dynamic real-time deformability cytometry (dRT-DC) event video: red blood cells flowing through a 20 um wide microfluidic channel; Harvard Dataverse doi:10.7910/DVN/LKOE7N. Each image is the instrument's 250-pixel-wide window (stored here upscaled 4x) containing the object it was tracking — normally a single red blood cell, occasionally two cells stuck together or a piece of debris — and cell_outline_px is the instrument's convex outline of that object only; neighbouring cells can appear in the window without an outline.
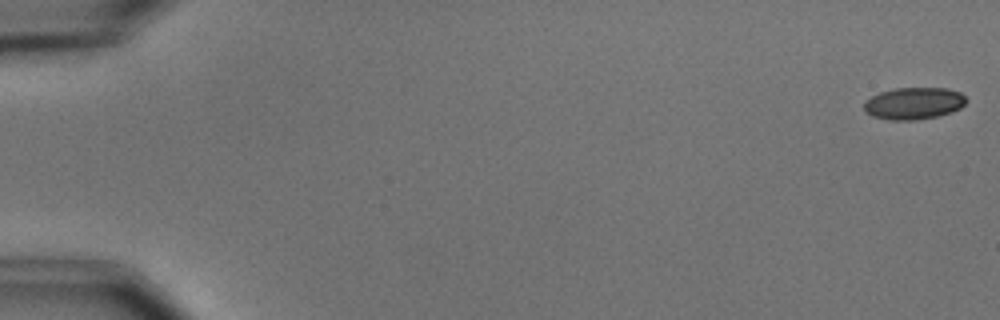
{"species": "common noctule bat (a hibernating species)", "species_latin": "Nyctalus noctula", "temperature_condition": "cold", "stored_images_in_passage": 46, "camera_frame_rate_fps": 3000, "um_per_image_px": 0.085, "animal": {"sex": "male", "body_mass_g": 15.6}, "frame": {"image": 1, "passage_image": 1, "time_ms": 0.0, "image_size_px": [1000, 320], "cell_outline_px": [[968, 100], [960, 108], [952, 112], [936, 116], [916, 120], [888, 120], [872, 116], [864, 112], [864, 100], [880, 92], [892, 88], [948, 88], [960, 92]], "centroid_in_image_um": [77.65, 8.78], "position_along_channel_um": 7.4, "area_um2": 19.25}}
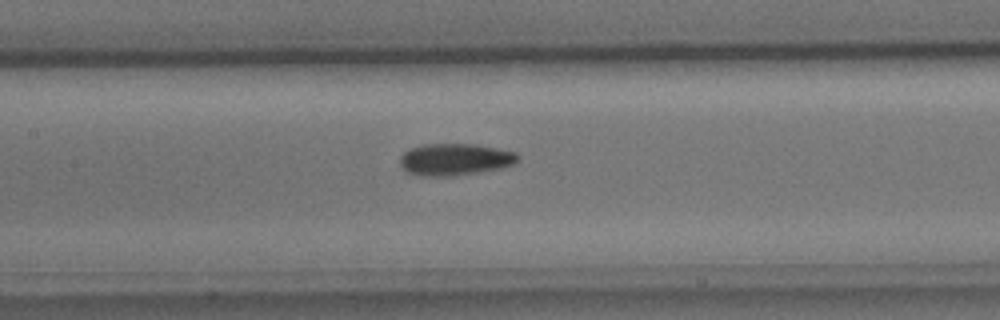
{"frame": {"image": 2, "passage_image": 27, "time_ms": 8.667, "image_size_px": [1000, 320], "cell_outline_px": [[520, 160], [512, 164], [500, 168], [480, 172], [444, 176], [424, 176], [408, 172], [400, 164], [400, 156], [408, 148], [424, 144], [476, 144], [516, 152], [520, 156]], "centroid_in_image_um": [38.68, 13.53], "position_along_channel_um": 168.7, "area_um2": 21.85}}
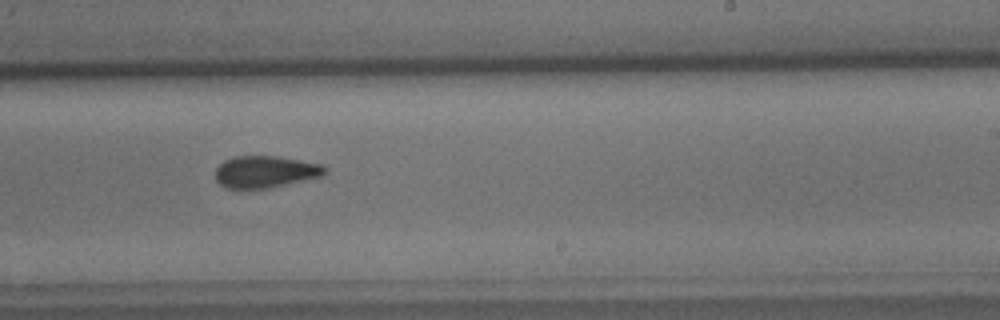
{"frame": {"image": 3, "passage_image": 35, "time_ms": 11.333, "image_size_px": [1000, 320], "cell_outline_px": [[324, 172], [320, 176], [268, 188], [228, 188], [220, 184], [216, 180], [216, 168], [224, 160], [232, 156], [276, 156], [324, 164]], "centroid_in_image_um": [22.51, 14.58], "position_along_channel_um": 266.5, "area_um2": 20.06}, "authors_computed_cell_mechanics": {"area_um2": 20.6635, "velocity_mm_per_s": 3.678, "shape_relaxation_time_tau1_ms": 5.22, "shape_relaxation_time_tau2_ms": 4.2424, "deformation_change_tau1": 0.1367, "deformation_change_tau2": 0.1136}}